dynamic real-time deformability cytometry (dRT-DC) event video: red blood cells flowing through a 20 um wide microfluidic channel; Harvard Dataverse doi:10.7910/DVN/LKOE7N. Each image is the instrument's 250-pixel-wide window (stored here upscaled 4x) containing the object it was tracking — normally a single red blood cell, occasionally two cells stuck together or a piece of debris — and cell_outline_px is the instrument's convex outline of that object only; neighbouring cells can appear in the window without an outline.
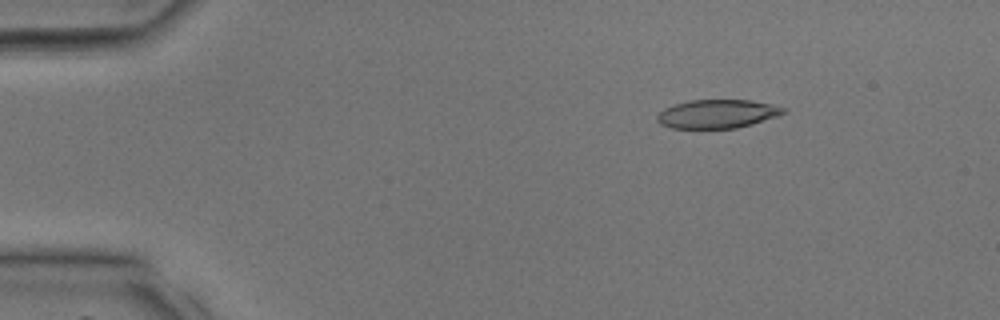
{"species": "common noctule bat (a hibernating species)", "species_latin": "Nyctalus noctula", "temperature_condition": "room temperature", "stored_images_in_passage": 38, "camera_frame_rate_fps": 3000, "um_per_image_px": 0.085, "animal": {"sex": "male", "body_mass_g": 17.9, "forearm_length_mm": 54.2}, "frame": {"image": 1, "passage_image": 6, "time_ms": 1.667, "image_size_px": [1000, 320], "cell_outline_px": [[788, 112], [752, 124], [736, 128], [672, 128], [660, 124], [656, 120], [656, 116], [664, 108], [688, 100], [752, 100], [772, 104], [788, 108]], "centroid_in_image_um": [60.99, 9.67], "position_along_channel_um": 24.0, "area_um2": 21.15}}
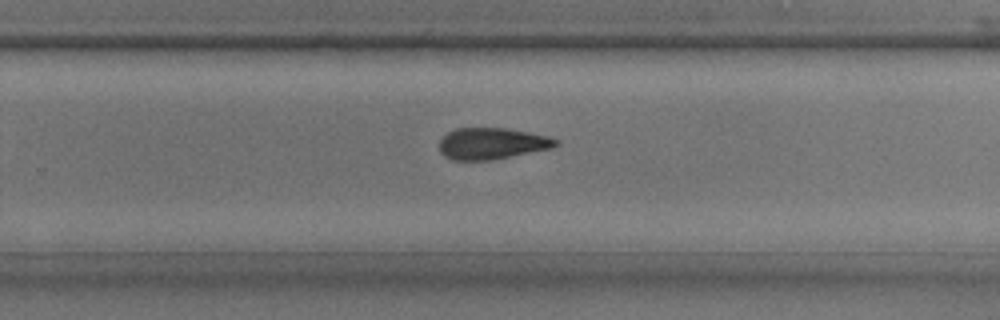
{"frame": {"image": 2, "passage_image": 25, "time_ms": 8.0, "image_size_px": [1000, 320], "cell_outline_px": [[560, 144], [552, 148], [492, 160], [452, 160], [444, 156], [440, 152], [440, 140], [448, 132], [456, 128], [504, 128], [552, 136], [560, 140]], "centroid_in_image_um": [41.86, 12.2], "position_along_channel_um": 287.9, "area_um2": 21.5}}
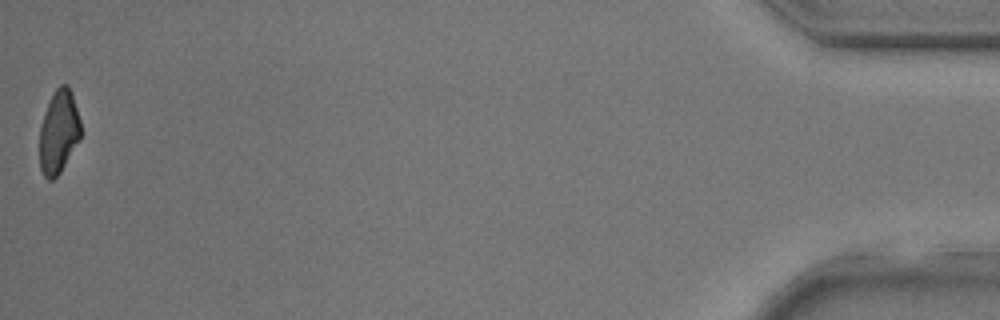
{"frame": {"image": 3, "passage_image": 38, "time_ms": 12.333, "image_size_px": [1000, 320], "cell_outline_px": [[80, 140], [60, 172], [52, 180], [48, 180], [44, 176], [40, 168], [40, 128], [44, 112], [56, 88], [60, 84], [68, 84], [72, 92], [80, 120]], "centroid_in_image_um": [5.0, 11.2], "position_along_channel_um": 430.2, "area_um2": 19.88}}